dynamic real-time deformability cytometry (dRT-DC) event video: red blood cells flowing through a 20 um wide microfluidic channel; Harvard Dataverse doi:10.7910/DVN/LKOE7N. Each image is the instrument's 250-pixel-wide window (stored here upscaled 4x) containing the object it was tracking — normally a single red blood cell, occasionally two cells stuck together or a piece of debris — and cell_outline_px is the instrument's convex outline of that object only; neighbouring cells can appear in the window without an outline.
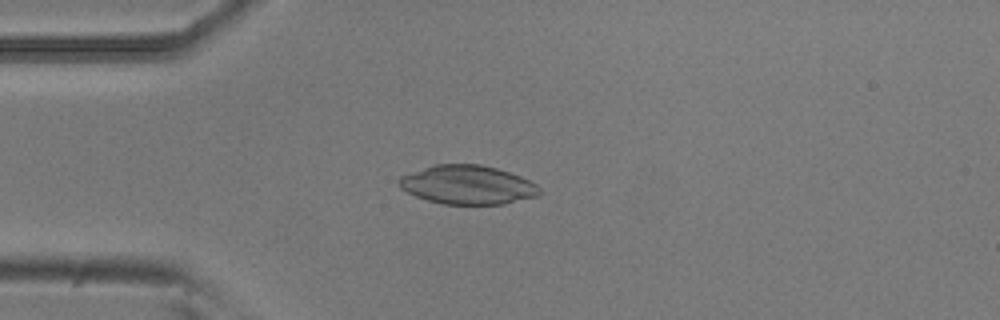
{"species": "common noctule bat (a hibernating species)", "species_latin": "Nyctalus noctula", "temperature_condition": "room temperature", "stored_images_in_passage": 52, "camera_frame_rate_fps": 3000, "um_per_image_px": 0.085, "animal": {"sex": "male", "body_mass_g": 20.5, "forearm_length_mm": 52.5}, "frame": {"image": 1, "passage_image": 13, "time_ms": 4.0, "image_size_px": [1000, 320], "cell_outline_px": [[544, 192], [536, 196], [504, 204], [444, 204], [428, 200], [416, 196], [400, 188], [396, 184], [396, 180], [400, 176], [436, 164], [480, 164], [496, 168], [520, 176], [536, 184]], "centroid_in_image_um": [39.74, 15.71], "position_along_channel_um": 45.3, "area_um2": 31.79}}
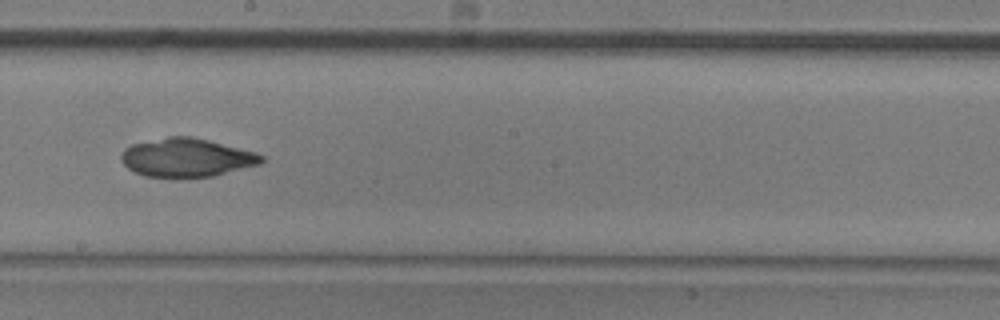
{"frame": {"image": 2, "passage_image": 29, "time_ms": 9.333, "image_size_px": [1000, 320], "cell_outline_px": [[264, 160], [260, 164], [212, 176], [144, 176], [132, 172], [120, 160], [120, 156], [124, 148], [132, 144], [168, 136], [192, 136], [256, 152], [264, 156]], "centroid_in_image_um": [15.84, 13.38], "position_along_channel_um": 232.4, "area_um2": 31.27}}
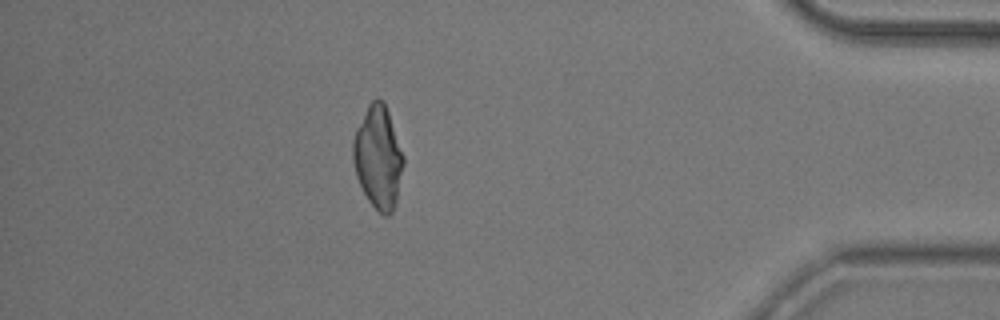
{"frame": {"image": 3, "passage_image": 46, "time_ms": 15.0, "image_size_px": [1000, 320], "cell_outline_px": [[404, 164], [396, 204], [392, 212], [388, 216], [384, 216], [368, 200], [356, 176], [352, 160], [352, 144], [356, 128], [368, 104], [376, 96], [384, 100], [404, 156]], "centroid_in_image_um": [32.14, 13.35], "position_along_channel_um": 403.1, "area_um2": 30.35}}